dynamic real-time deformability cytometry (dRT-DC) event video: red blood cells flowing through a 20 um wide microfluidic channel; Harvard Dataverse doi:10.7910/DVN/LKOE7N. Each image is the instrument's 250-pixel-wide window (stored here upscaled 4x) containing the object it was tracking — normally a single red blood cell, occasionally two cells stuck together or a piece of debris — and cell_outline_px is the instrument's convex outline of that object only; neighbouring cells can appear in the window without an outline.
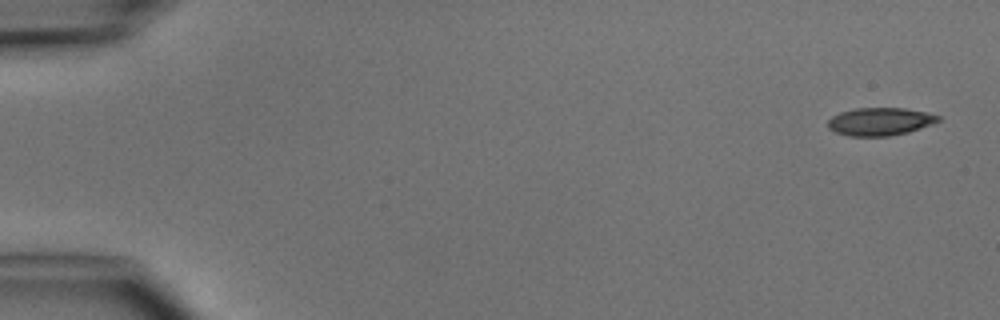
{"species": "common noctule bat (a hibernating species)", "species_latin": "Nyctalus noctula", "temperature_condition": "cold", "stored_images_in_passage": 6, "camera_frame_rate_fps": 3000, "um_per_image_px": 0.085, "animal": {"sex": "male", "body_mass_g": 15.6}, "frame": {"image": 1, "passage_image": 1, "time_ms": 0.0, "image_size_px": [1000, 320], "cell_outline_px": [[940, 120], [932, 124], [908, 132], [888, 136], [848, 136], [836, 132], [828, 128], [828, 120], [832, 116], [840, 112], [856, 108], [904, 108], [924, 112], [940, 116]], "centroid_in_image_um": [74.78, 10.33], "position_along_channel_um": 10.2, "area_um2": 17.8}}
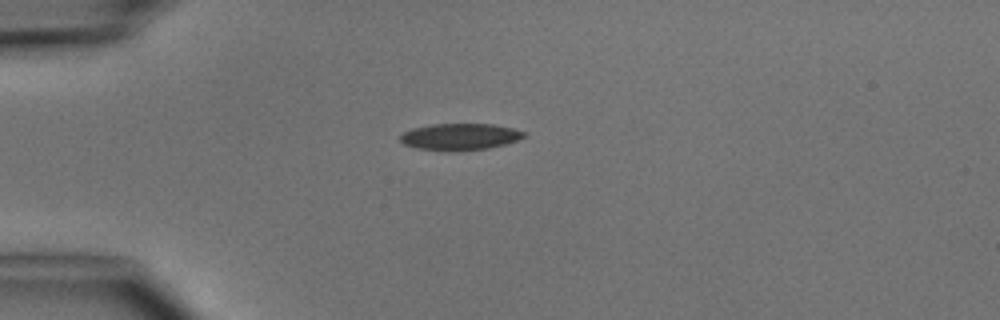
{"frame": {"image": 2, "passage_image": 4, "time_ms": 3.667, "image_size_px": [1000, 320], "cell_outline_px": [[528, 136], [504, 144], [488, 148], [452, 152], [416, 148], [404, 144], [400, 140], [400, 136], [404, 132], [412, 128], [432, 124], [492, 124], [512, 128], [524, 132]], "centroid_in_image_um": [39.08, 11.63], "position_along_channel_um": 45.9, "area_um2": 19.25}}